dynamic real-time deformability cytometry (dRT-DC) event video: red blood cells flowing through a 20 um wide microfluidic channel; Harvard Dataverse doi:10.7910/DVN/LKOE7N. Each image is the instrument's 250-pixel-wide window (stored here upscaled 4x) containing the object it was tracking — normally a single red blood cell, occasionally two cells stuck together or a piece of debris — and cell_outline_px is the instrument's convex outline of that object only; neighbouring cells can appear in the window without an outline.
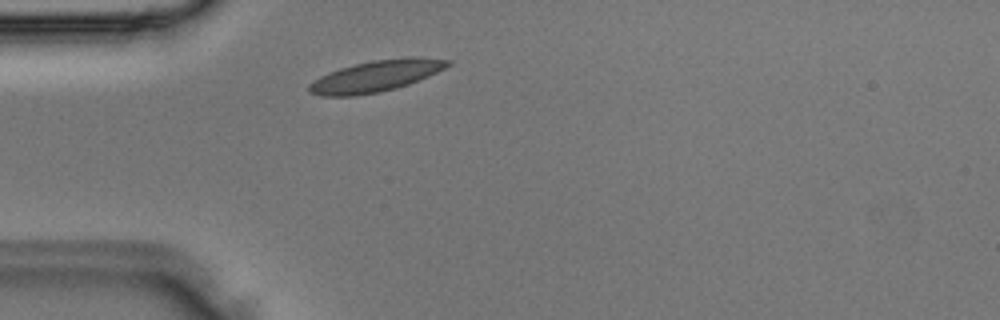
{"species": "Egyptian fruit bat (a non-hibernating species)", "species_latin": "Rousettus aegyptiacus", "temperature_condition": "room temperature", "stored_images_in_passage": 1, "camera_frame_rate_fps": 3000, "um_per_image_px": 0.085, "animal": {"sex": "male"}, "frame": {"image": 1, "passage_image": 1, "time_ms": 0.0, "image_size_px": [1000, 320], "cell_outline_px": [[452, 64], [428, 76], [408, 84], [396, 88], [380, 92], [356, 96], [320, 96], [308, 92], [308, 84], [320, 76], [340, 68], [372, 60], [412, 56], [416, 56], [452, 60]], "centroid_in_image_um": [31.95, 6.46], "position_along_channel_um": 53.1, "area_um2": 25.37}}